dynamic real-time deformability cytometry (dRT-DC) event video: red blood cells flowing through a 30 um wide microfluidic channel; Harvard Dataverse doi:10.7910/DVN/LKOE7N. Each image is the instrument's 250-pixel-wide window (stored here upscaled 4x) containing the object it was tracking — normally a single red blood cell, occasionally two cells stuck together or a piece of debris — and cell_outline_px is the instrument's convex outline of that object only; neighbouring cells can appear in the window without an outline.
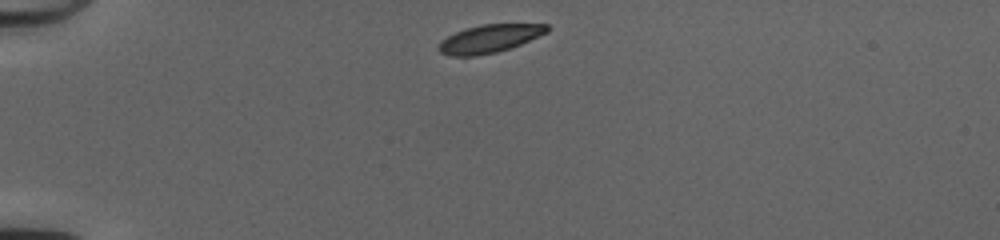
{"species": "common noctule bat (a hibernating species)", "species_latin": "Nyctalus noctula", "temperature_condition": "cold", "stored_images_in_passage": 39, "camera_frame_rate_fps": 3000, "um_per_image_px": 0.085, "animal": {"sex": "female", "body_mass_g": 20.0, "forearm_length_mm": 54.0}, "frame": {"image": 1, "passage_image": 1, "time_ms": 0.0, "image_size_px": [1000, 240], "cell_outline_px": [[548, 32], [520, 44], [496, 52], [472, 56], [448, 56], [440, 52], [436, 48], [440, 40], [464, 28], [480, 24], [548, 24]], "centroid_in_image_um": [41.55, 3.28], "position_along_channel_um": 43.5, "area_um2": 17.69}}
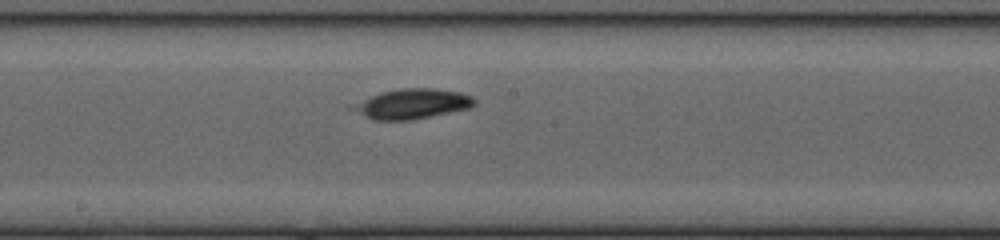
{"frame": {"image": 2, "passage_image": 17, "time_ms": 5.333, "image_size_px": [1000, 240], "cell_outline_px": [[476, 104], [468, 108], [412, 120], [372, 120], [348, 108], [348, 104], [380, 92], [400, 88], [436, 88], [460, 92], [472, 96], [476, 100]], "centroid_in_image_um": [34.96, 8.82], "position_along_channel_um": 213.2, "area_um2": 21.56}}
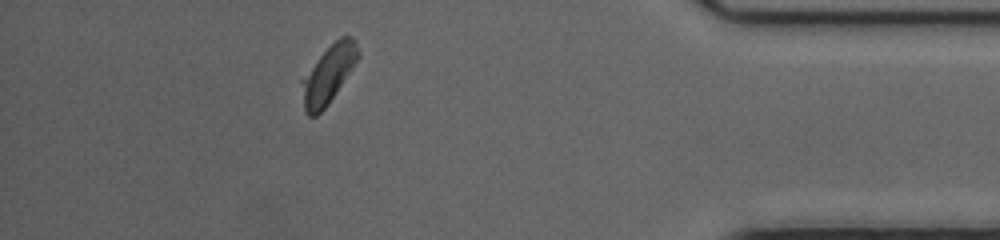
{"frame": {"image": 3, "passage_image": 34, "time_ms": 11.0, "image_size_px": [1000, 240], "cell_outline_px": [[360, 56], [328, 104], [316, 116], [308, 116], [304, 112], [300, 80], [320, 56], [340, 36], [352, 36], [356, 40], [360, 52]], "centroid_in_image_um": [27.91, 6.32], "position_along_channel_um": 407.3, "area_um2": 18.79}, "authors_computed_cell_mechanics": {"area_um2": 20.519, "velocity_mm_per_s": 4.062, "shape_relaxation_time_tau1_ms": 1.1124, "shape_relaxation_time_tau2_ms": null, "deformation_change_tau1": 0.0408, "deformation_change_tau2": null}}